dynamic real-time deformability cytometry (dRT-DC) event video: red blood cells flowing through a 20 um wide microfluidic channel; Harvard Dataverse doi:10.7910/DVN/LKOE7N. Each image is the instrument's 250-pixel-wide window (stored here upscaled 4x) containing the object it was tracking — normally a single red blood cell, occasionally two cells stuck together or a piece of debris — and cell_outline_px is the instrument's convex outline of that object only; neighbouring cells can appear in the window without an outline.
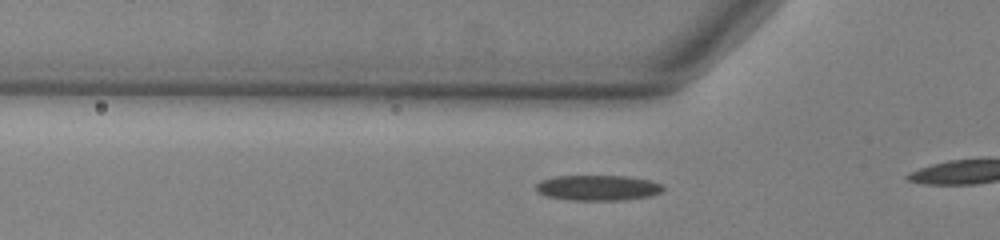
{"species": "common noctule bat (a hibernating species)", "species_latin": "Nyctalus noctula", "temperature_condition": "warm", "stored_images_in_passage": 16, "camera_frame_rate_fps": 3000, "um_per_image_px": 0.085, "animal": {"sex": "male", "body_mass_g": 13.0, "forearm_length_mm": 53.1}, "frame": {"image": 1, "passage_image": 10, "time_ms": 3.0, "image_size_px": [1000, 240], "cell_outline_px": [[664, 188], [660, 192], [652, 196], [624, 200], [568, 200], [548, 196], [536, 192], [536, 184], [540, 180], [552, 176], [624, 176], [648, 180], [660, 184]], "centroid_in_image_um": [50.77, 15.96], "position_along_channel_um": 75.0, "area_um2": 18.84}}
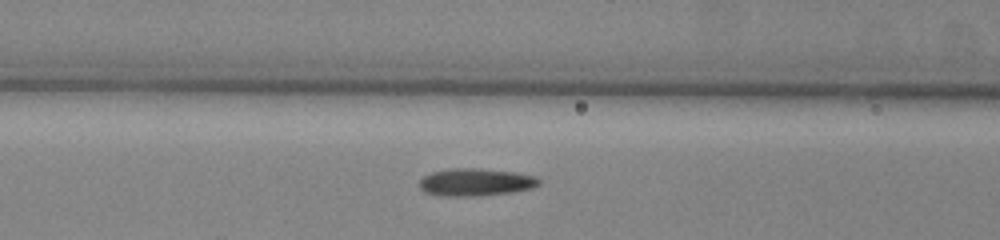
{"frame": {"image": 2, "passage_image": 14, "time_ms": 4.333, "image_size_px": [1000, 240], "cell_outline_px": [[540, 184], [532, 188], [512, 192], [476, 196], [444, 196], [424, 192], [420, 188], [420, 180], [424, 176], [432, 172], [452, 168], [476, 168], [512, 172], [536, 176], [540, 180]], "centroid_in_image_um": [40.43, 15.49], "position_along_channel_um": 126.2, "area_um2": 19.07}}